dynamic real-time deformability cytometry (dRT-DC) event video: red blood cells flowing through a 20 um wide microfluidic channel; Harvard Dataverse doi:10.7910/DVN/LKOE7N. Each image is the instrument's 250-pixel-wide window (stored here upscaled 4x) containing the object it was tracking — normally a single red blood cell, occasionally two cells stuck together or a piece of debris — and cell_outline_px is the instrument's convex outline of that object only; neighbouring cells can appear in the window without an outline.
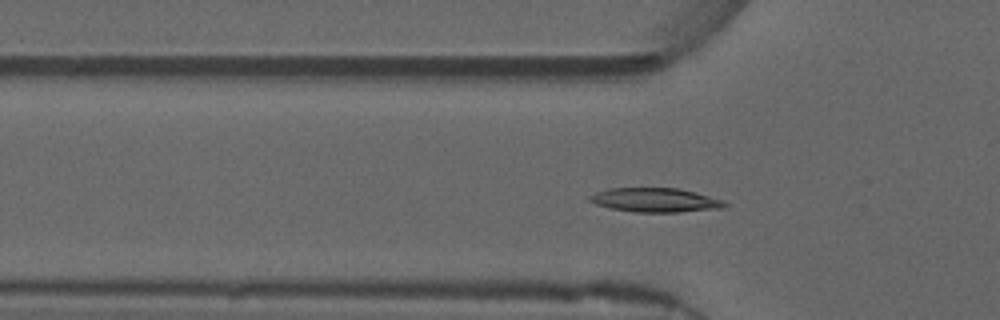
{"species": "common noctule bat (a hibernating species)", "species_latin": "Nyctalus noctula", "temperature_condition": "warm", "stored_images_in_passage": 53, "camera_frame_rate_fps": 3000, "um_per_image_px": 0.085, "animal": {"sex": "male", "forearm_length_mm": 52.5}, "frame": {"image": 1, "passage_image": 14, "time_ms": 4.333, "image_size_px": [1000, 320], "cell_outline_px": [[728, 204], [724, 208], [680, 212], [632, 212], [612, 208], [596, 204], [588, 200], [588, 196], [596, 192], [608, 188], [680, 188], [696, 192], [724, 200]], "centroid_in_image_um": [55.72, 17.0], "position_along_channel_um": 70.1, "area_um2": 19.13}}
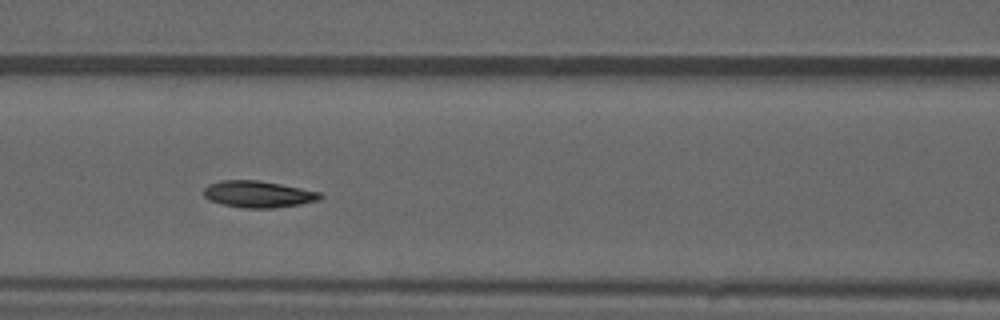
{"frame": {"image": 2, "passage_image": 20, "time_ms": 6.333, "image_size_px": [1000, 320], "cell_outline_px": [[324, 196], [320, 200], [300, 204], [276, 208], [244, 208], [220, 204], [208, 200], [204, 196], [204, 188], [208, 184], [220, 180], [256, 180], [280, 184], [320, 192]], "centroid_in_image_um": [21.93, 16.51], "position_along_channel_um": 144.7, "area_um2": 18.21}}
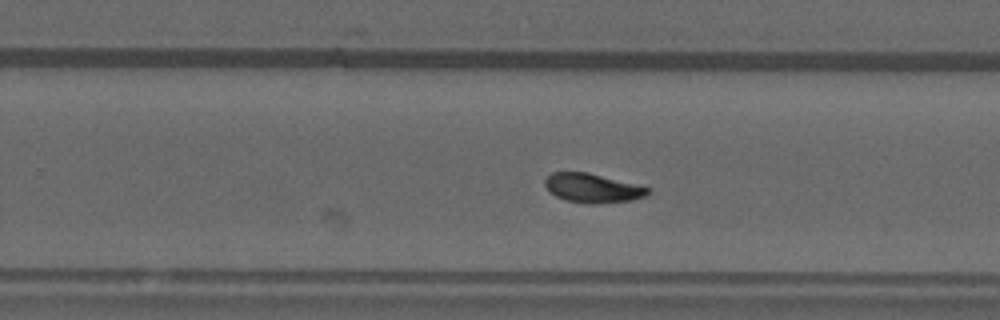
{"frame": {"image": 3, "passage_image": 31, "time_ms": 10.0, "image_size_px": [1000, 320], "cell_outline_px": [[652, 192], [644, 196], [632, 200], [596, 204], [584, 204], [564, 200], [556, 196], [544, 184], [544, 180], [552, 172], [588, 172], [652, 188]], "centroid_in_image_um": [50.39, 15.99], "position_along_channel_um": 279.4, "area_um2": 17.57}, "authors_computed_cell_mechanics": {"area_um2": 17.7446, "velocity_mm_per_s": 3.6969, "shape_relaxation_time_tau1_ms": 4.7023, "shape_relaxation_time_tau2_ms": 2.9095, "deformation_change_tau1": 0.1453, "deformation_change_tau2": 0.0429}}